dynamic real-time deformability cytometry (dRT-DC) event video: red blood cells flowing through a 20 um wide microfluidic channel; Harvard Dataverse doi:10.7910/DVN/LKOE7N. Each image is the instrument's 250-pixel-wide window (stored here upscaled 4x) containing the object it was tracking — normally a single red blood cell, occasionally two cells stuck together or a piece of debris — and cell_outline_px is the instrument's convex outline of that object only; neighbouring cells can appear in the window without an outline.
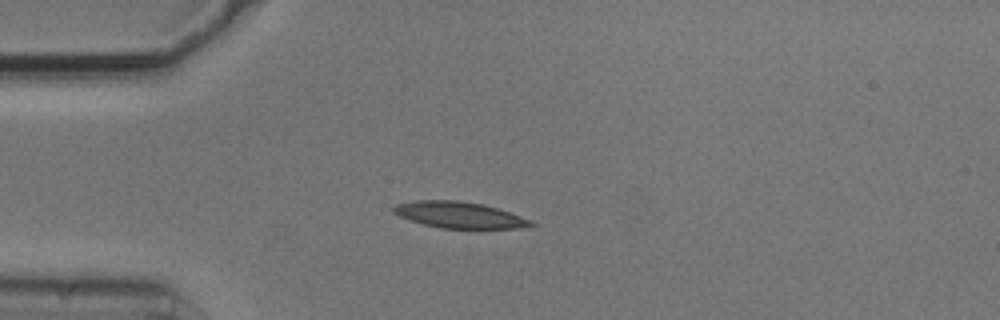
{"species": "common noctule bat (a hibernating species)", "species_latin": "Nyctalus noctula", "temperature_condition": "cold", "stored_images_in_passage": 6, "camera_frame_rate_fps": 3000, "um_per_image_px": 0.085, "animal": {"sex": "male", "body_mass_g": 20.5, "forearm_length_mm": 52.5}, "frame": {"image": 1, "passage_image": 4, "time_ms": 1.0, "image_size_px": [1000, 320], "cell_outline_px": [[536, 224], [516, 228], [440, 228], [424, 224], [400, 216], [392, 212], [392, 208], [396, 204], [420, 200], [460, 200], [484, 204], [532, 220]], "centroid_in_image_um": [39.02, 18.26], "position_along_channel_um": 46.0, "area_um2": 20.75}}
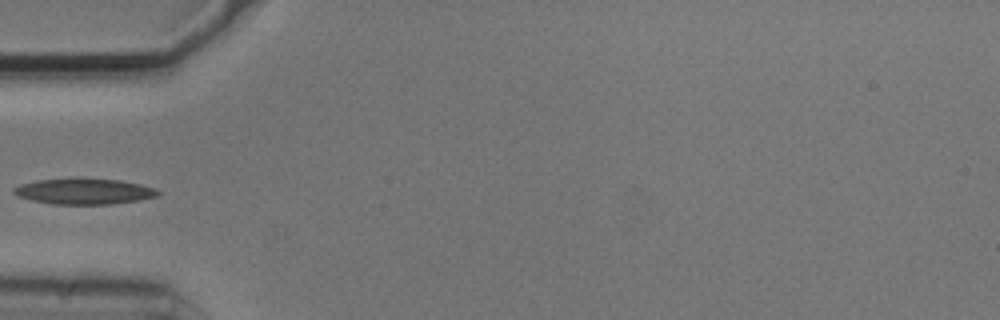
{"frame": {"image": 2, "passage_image": 5, "time_ms": 1.333, "image_size_px": [1000, 320], "cell_outline_px": [[160, 196], [140, 200], [112, 204], [52, 204], [32, 200], [16, 196], [12, 192], [12, 188], [20, 184], [36, 180], [120, 180], [140, 184], [156, 188], [160, 192]], "centroid_in_image_um": [7.17, 16.29], "position_along_channel_um": 77.8, "area_um2": 21.27}}
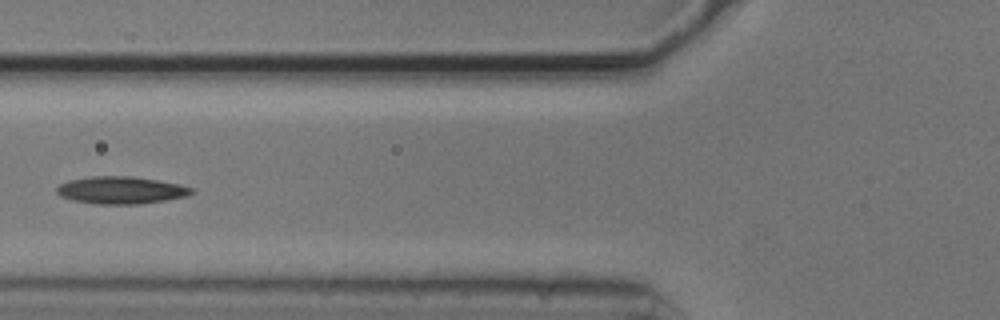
{"frame": {"image": 3, "passage_image": 6, "time_ms": 1.667, "image_size_px": [1000, 320], "cell_outline_px": [[196, 192], [184, 196], [164, 200], [140, 204], [96, 204], [72, 200], [60, 196], [56, 192], [56, 188], [60, 184], [68, 180], [92, 176], [132, 176], [180, 184], [192, 188]], "centroid_in_image_um": [10.25, 16.16], "position_along_channel_um": 115.5, "area_um2": 21.44}}